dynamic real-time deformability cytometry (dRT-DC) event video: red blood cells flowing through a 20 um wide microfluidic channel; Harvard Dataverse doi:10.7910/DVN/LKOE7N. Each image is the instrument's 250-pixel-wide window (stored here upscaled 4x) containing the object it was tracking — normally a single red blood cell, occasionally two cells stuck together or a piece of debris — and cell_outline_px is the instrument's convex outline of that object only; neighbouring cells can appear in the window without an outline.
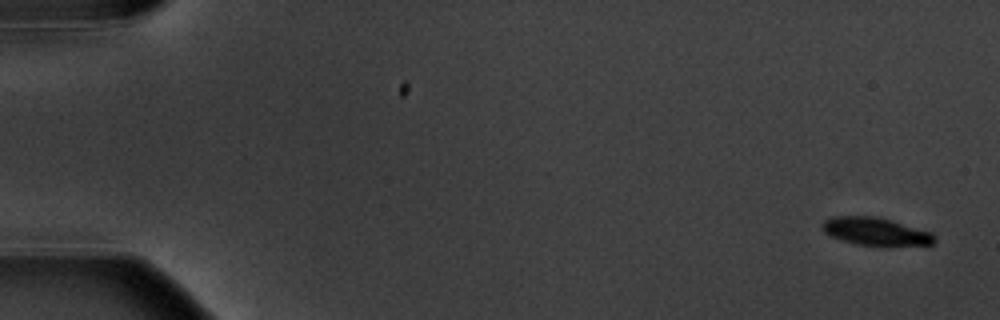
{"species": "common noctule bat (a hibernating species)", "species_latin": "Nyctalus noctula", "temperature_condition": "warm", "stored_images_in_passage": 6, "camera_frame_rate_fps": 3000, "um_per_image_px": 0.085, "animal": {"sex": "male", "body_mass_g": 20.1, "forearm_length_mm": 53.5}, "frame": {"image": 1, "passage_image": 1, "time_ms": 0.0, "image_size_px": [1000, 320], "cell_outline_px": [[936, 240], [932, 244], [888, 248], [856, 244], [832, 236], [824, 232], [820, 224], [824, 220], [832, 216], [880, 216], [932, 232], [936, 236]], "centroid_in_image_um": [74.49, 19.7], "position_along_channel_um": 10.5, "area_um2": 18.96}}
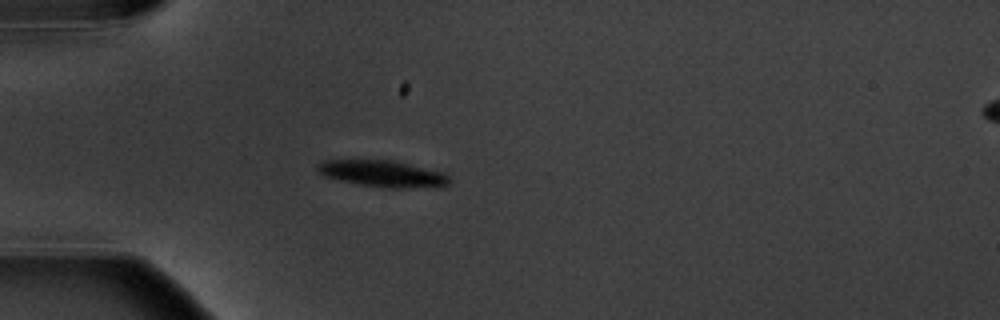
{"frame": {"image": 2, "passage_image": 5, "time_ms": 5.0, "image_size_px": [1000, 320], "cell_outline_px": [[452, 180], [448, 184], [436, 188], [388, 188], [360, 184], [340, 180], [324, 176], [316, 168], [316, 164], [324, 160], [392, 160], [444, 172]], "centroid_in_image_um": [32.58, 14.77], "position_along_channel_um": 52.4, "area_um2": 20.52}}